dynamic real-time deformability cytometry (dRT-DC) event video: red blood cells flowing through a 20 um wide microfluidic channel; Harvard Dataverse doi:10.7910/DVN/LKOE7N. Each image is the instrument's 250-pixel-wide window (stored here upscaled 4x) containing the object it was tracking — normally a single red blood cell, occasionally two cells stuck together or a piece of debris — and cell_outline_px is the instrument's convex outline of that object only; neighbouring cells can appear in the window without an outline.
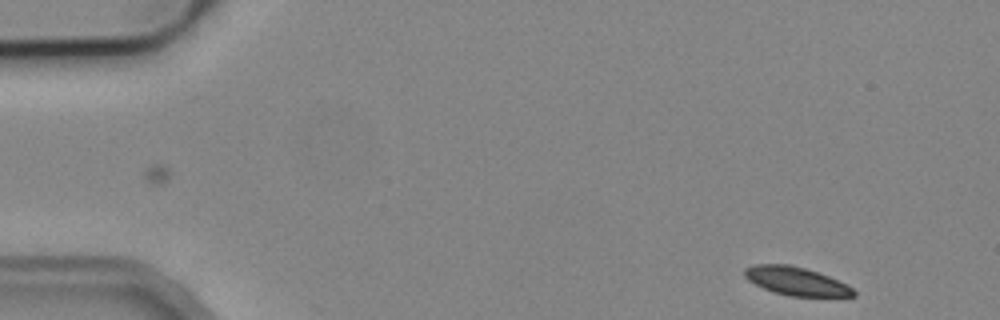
{"species": "common noctule bat (a hibernating species)", "species_latin": "Nyctalus noctula", "temperature_condition": "cold", "stored_images_in_passage": 5, "segment_of_instrument_passage": [1, 2], "camera_frame_rate_fps": 3000, "um_per_image_px": 0.085, "animal": {"sex": "male", "body_mass_g": 19.2, "forearm_length_mm": 51.8}, "frame": {"image": 1, "passage_image": 1, "time_ms": 0.0, "image_size_px": [1000, 320], "cell_outline_px": [[856, 296], [788, 296], [772, 292], [748, 280], [744, 276], [744, 268], [752, 264], [792, 264], [828, 276], [852, 288], [856, 292]], "centroid_in_image_um": [67.61, 23.89], "position_along_channel_um": 17.4, "area_um2": 17.86}}
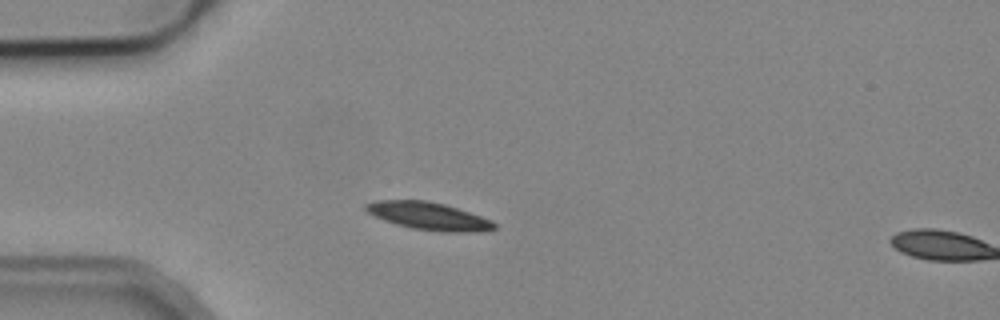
{"frame": {"image": 2, "passage_image": 4, "time_ms": 3.333, "image_size_px": [1000, 320], "cell_outline_px": [[496, 228], [480, 232], [440, 232], [412, 228], [396, 224], [384, 220], [368, 212], [364, 208], [364, 204], [376, 200], [424, 200], [444, 204], [492, 220], [496, 224]], "centroid_in_image_um": [36.44, 18.37], "position_along_channel_um": 48.6, "area_um2": 20.58}}